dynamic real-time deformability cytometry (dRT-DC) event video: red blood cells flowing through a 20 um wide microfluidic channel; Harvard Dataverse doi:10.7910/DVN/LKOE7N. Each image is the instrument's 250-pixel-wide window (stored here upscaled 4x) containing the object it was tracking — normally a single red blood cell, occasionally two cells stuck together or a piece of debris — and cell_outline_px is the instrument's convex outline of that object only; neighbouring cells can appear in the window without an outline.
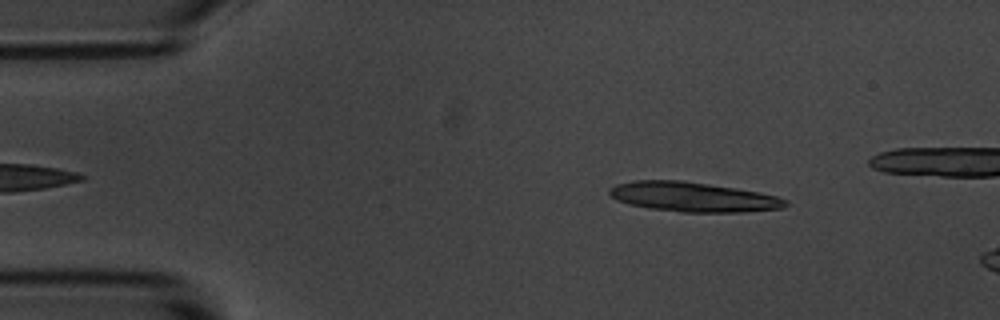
{"species": "common noctule bat (a hibernating species)", "species_latin": "Nyctalus noctula", "temperature_condition": "room temperature", "stored_images_in_passage": 11, "camera_frame_rate_fps": 3000, "um_per_image_px": 0.085, "animal": {"sex": "male", "body_mass_g": 20.1, "forearm_length_mm": 53.5}, "frame": {"image": 1, "passage_image": 5, "time_ms": 1.333, "image_size_px": [1000, 320], "cell_outline_px": [[788, 204], [784, 208], [744, 212], [680, 212], [648, 208], [628, 204], [616, 200], [608, 192], [608, 188], [616, 184], [632, 180], [684, 180], [736, 188], [760, 192], [776, 196], [788, 200]], "centroid_in_image_um": [58.9, 16.73], "position_along_channel_um": 26.1, "area_um2": 30.75}}